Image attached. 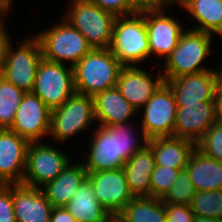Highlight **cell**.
I'll return each mask as SVG.
<instances>
[{
  "label": "cell",
  "instance_id": "6da1fadb",
  "mask_svg": "<svg viewBox=\"0 0 222 222\" xmlns=\"http://www.w3.org/2000/svg\"><path fill=\"white\" fill-rule=\"evenodd\" d=\"M133 122L114 126L98 125L93 130L87 140L89 150L83 154L86 160L81 161L87 173L123 168L133 154L148 144L149 139L138 127L139 122L135 125Z\"/></svg>",
  "mask_w": 222,
  "mask_h": 222
},
{
  "label": "cell",
  "instance_id": "7a4b0ae2",
  "mask_svg": "<svg viewBox=\"0 0 222 222\" xmlns=\"http://www.w3.org/2000/svg\"><path fill=\"white\" fill-rule=\"evenodd\" d=\"M72 68L75 92L94 97L117 85L123 66L109 48H92Z\"/></svg>",
  "mask_w": 222,
  "mask_h": 222
},
{
  "label": "cell",
  "instance_id": "3957f363",
  "mask_svg": "<svg viewBox=\"0 0 222 222\" xmlns=\"http://www.w3.org/2000/svg\"><path fill=\"white\" fill-rule=\"evenodd\" d=\"M109 50L123 67L140 66L150 57L145 17L140 12L116 17Z\"/></svg>",
  "mask_w": 222,
  "mask_h": 222
},
{
  "label": "cell",
  "instance_id": "277c9868",
  "mask_svg": "<svg viewBox=\"0 0 222 222\" xmlns=\"http://www.w3.org/2000/svg\"><path fill=\"white\" fill-rule=\"evenodd\" d=\"M212 36L209 33L186 28L176 48L163 61L164 70L161 72L164 79L211 70L212 66L206 68L204 64L214 50L211 48L214 40Z\"/></svg>",
  "mask_w": 222,
  "mask_h": 222
},
{
  "label": "cell",
  "instance_id": "5b68a950",
  "mask_svg": "<svg viewBox=\"0 0 222 222\" xmlns=\"http://www.w3.org/2000/svg\"><path fill=\"white\" fill-rule=\"evenodd\" d=\"M96 122L92 96L75 92L60 107L51 110L49 139L52 143H66ZM58 142V143H57Z\"/></svg>",
  "mask_w": 222,
  "mask_h": 222
},
{
  "label": "cell",
  "instance_id": "8992f818",
  "mask_svg": "<svg viewBox=\"0 0 222 222\" xmlns=\"http://www.w3.org/2000/svg\"><path fill=\"white\" fill-rule=\"evenodd\" d=\"M63 18L92 48H109L116 16L85 0H71Z\"/></svg>",
  "mask_w": 222,
  "mask_h": 222
},
{
  "label": "cell",
  "instance_id": "52a82bcc",
  "mask_svg": "<svg viewBox=\"0 0 222 222\" xmlns=\"http://www.w3.org/2000/svg\"><path fill=\"white\" fill-rule=\"evenodd\" d=\"M41 44L43 58L74 66L92 47L86 38L64 18L35 35Z\"/></svg>",
  "mask_w": 222,
  "mask_h": 222
},
{
  "label": "cell",
  "instance_id": "ba28073f",
  "mask_svg": "<svg viewBox=\"0 0 222 222\" xmlns=\"http://www.w3.org/2000/svg\"><path fill=\"white\" fill-rule=\"evenodd\" d=\"M33 35L24 36L25 39L16 48L11 43L0 68V76L25 93L32 92L37 69L43 59L40 41Z\"/></svg>",
  "mask_w": 222,
  "mask_h": 222
},
{
  "label": "cell",
  "instance_id": "9c48e42d",
  "mask_svg": "<svg viewBox=\"0 0 222 222\" xmlns=\"http://www.w3.org/2000/svg\"><path fill=\"white\" fill-rule=\"evenodd\" d=\"M32 93L53 110L75 93L73 68L43 58L38 66Z\"/></svg>",
  "mask_w": 222,
  "mask_h": 222
},
{
  "label": "cell",
  "instance_id": "30bf717a",
  "mask_svg": "<svg viewBox=\"0 0 222 222\" xmlns=\"http://www.w3.org/2000/svg\"><path fill=\"white\" fill-rule=\"evenodd\" d=\"M48 142H31L25 165L23 185L41 188L55 180L72 161L65 151H60Z\"/></svg>",
  "mask_w": 222,
  "mask_h": 222
},
{
  "label": "cell",
  "instance_id": "8fae6325",
  "mask_svg": "<svg viewBox=\"0 0 222 222\" xmlns=\"http://www.w3.org/2000/svg\"><path fill=\"white\" fill-rule=\"evenodd\" d=\"M140 127L148 139L175 137L177 106L170 87L164 82L138 110Z\"/></svg>",
  "mask_w": 222,
  "mask_h": 222
},
{
  "label": "cell",
  "instance_id": "7c38bea8",
  "mask_svg": "<svg viewBox=\"0 0 222 222\" xmlns=\"http://www.w3.org/2000/svg\"><path fill=\"white\" fill-rule=\"evenodd\" d=\"M167 11V12H166ZM140 12L145 17L150 47V58L157 55L163 61L176 48L181 34L186 30L181 20L176 19L166 8L144 9ZM169 15H168V14ZM164 57V58H163Z\"/></svg>",
  "mask_w": 222,
  "mask_h": 222
},
{
  "label": "cell",
  "instance_id": "4fadbf2b",
  "mask_svg": "<svg viewBox=\"0 0 222 222\" xmlns=\"http://www.w3.org/2000/svg\"><path fill=\"white\" fill-rule=\"evenodd\" d=\"M51 110L34 93L24 94L10 128L30 142L43 141L49 135Z\"/></svg>",
  "mask_w": 222,
  "mask_h": 222
},
{
  "label": "cell",
  "instance_id": "5bb4252c",
  "mask_svg": "<svg viewBox=\"0 0 222 222\" xmlns=\"http://www.w3.org/2000/svg\"><path fill=\"white\" fill-rule=\"evenodd\" d=\"M97 200L110 212L119 214L134 197L123 168L87 173Z\"/></svg>",
  "mask_w": 222,
  "mask_h": 222
},
{
  "label": "cell",
  "instance_id": "9a60e30c",
  "mask_svg": "<svg viewBox=\"0 0 222 222\" xmlns=\"http://www.w3.org/2000/svg\"><path fill=\"white\" fill-rule=\"evenodd\" d=\"M213 69L164 79L172 91L177 108L201 101H215L218 88L216 68Z\"/></svg>",
  "mask_w": 222,
  "mask_h": 222
},
{
  "label": "cell",
  "instance_id": "2e32d148",
  "mask_svg": "<svg viewBox=\"0 0 222 222\" xmlns=\"http://www.w3.org/2000/svg\"><path fill=\"white\" fill-rule=\"evenodd\" d=\"M30 141L0 129V184H22Z\"/></svg>",
  "mask_w": 222,
  "mask_h": 222
},
{
  "label": "cell",
  "instance_id": "e0dca14e",
  "mask_svg": "<svg viewBox=\"0 0 222 222\" xmlns=\"http://www.w3.org/2000/svg\"><path fill=\"white\" fill-rule=\"evenodd\" d=\"M155 77L152 71L144 70L140 66L123 67L120 71L116 87L121 95L137 110L153 96L158 88L165 82L160 69Z\"/></svg>",
  "mask_w": 222,
  "mask_h": 222
},
{
  "label": "cell",
  "instance_id": "ac0fdd59",
  "mask_svg": "<svg viewBox=\"0 0 222 222\" xmlns=\"http://www.w3.org/2000/svg\"><path fill=\"white\" fill-rule=\"evenodd\" d=\"M216 121L215 101L185 104L177 108L175 137L197 143Z\"/></svg>",
  "mask_w": 222,
  "mask_h": 222
},
{
  "label": "cell",
  "instance_id": "d6986e66",
  "mask_svg": "<svg viewBox=\"0 0 222 222\" xmlns=\"http://www.w3.org/2000/svg\"><path fill=\"white\" fill-rule=\"evenodd\" d=\"M16 222H50L53 206L41 188L11 184Z\"/></svg>",
  "mask_w": 222,
  "mask_h": 222
},
{
  "label": "cell",
  "instance_id": "ffe728a7",
  "mask_svg": "<svg viewBox=\"0 0 222 222\" xmlns=\"http://www.w3.org/2000/svg\"><path fill=\"white\" fill-rule=\"evenodd\" d=\"M93 99L96 123L99 126L131 122L130 118L138 115V110L121 95L116 86L96 94Z\"/></svg>",
  "mask_w": 222,
  "mask_h": 222
},
{
  "label": "cell",
  "instance_id": "44dd1931",
  "mask_svg": "<svg viewBox=\"0 0 222 222\" xmlns=\"http://www.w3.org/2000/svg\"><path fill=\"white\" fill-rule=\"evenodd\" d=\"M86 177L87 171L81 160L71 161L55 180L46 183L41 190L53 207H65Z\"/></svg>",
  "mask_w": 222,
  "mask_h": 222
},
{
  "label": "cell",
  "instance_id": "7402d4cb",
  "mask_svg": "<svg viewBox=\"0 0 222 222\" xmlns=\"http://www.w3.org/2000/svg\"><path fill=\"white\" fill-rule=\"evenodd\" d=\"M156 166L184 169L196 148V143L178 137H157L148 140Z\"/></svg>",
  "mask_w": 222,
  "mask_h": 222
},
{
  "label": "cell",
  "instance_id": "603a6c76",
  "mask_svg": "<svg viewBox=\"0 0 222 222\" xmlns=\"http://www.w3.org/2000/svg\"><path fill=\"white\" fill-rule=\"evenodd\" d=\"M185 169L196 192L222 190V163L205 155L197 147L193 150Z\"/></svg>",
  "mask_w": 222,
  "mask_h": 222
},
{
  "label": "cell",
  "instance_id": "cb8c5ba5",
  "mask_svg": "<svg viewBox=\"0 0 222 222\" xmlns=\"http://www.w3.org/2000/svg\"><path fill=\"white\" fill-rule=\"evenodd\" d=\"M155 166L154 155L148 145L125 163L123 169L134 197H150V178Z\"/></svg>",
  "mask_w": 222,
  "mask_h": 222
},
{
  "label": "cell",
  "instance_id": "d4e9b609",
  "mask_svg": "<svg viewBox=\"0 0 222 222\" xmlns=\"http://www.w3.org/2000/svg\"><path fill=\"white\" fill-rule=\"evenodd\" d=\"M65 208L76 221L80 222H106L111 216L110 212L97 200L87 177L80 183Z\"/></svg>",
  "mask_w": 222,
  "mask_h": 222
},
{
  "label": "cell",
  "instance_id": "484cf974",
  "mask_svg": "<svg viewBox=\"0 0 222 222\" xmlns=\"http://www.w3.org/2000/svg\"><path fill=\"white\" fill-rule=\"evenodd\" d=\"M183 10L196 22L193 30L222 38V0H190Z\"/></svg>",
  "mask_w": 222,
  "mask_h": 222
},
{
  "label": "cell",
  "instance_id": "4316f807",
  "mask_svg": "<svg viewBox=\"0 0 222 222\" xmlns=\"http://www.w3.org/2000/svg\"><path fill=\"white\" fill-rule=\"evenodd\" d=\"M119 215L126 222H165V203L153 197H133Z\"/></svg>",
  "mask_w": 222,
  "mask_h": 222
},
{
  "label": "cell",
  "instance_id": "83f0119b",
  "mask_svg": "<svg viewBox=\"0 0 222 222\" xmlns=\"http://www.w3.org/2000/svg\"><path fill=\"white\" fill-rule=\"evenodd\" d=\"M25 92L0 76V129H10Z\"/></svg>",
  "mask_w": 222,
  "mask_h": 222
},
{
  "label": "cell",
  "instance_id": "f1b7e54d",
  "mask_svg": "<svg viewBox=\"0 0 222 222\" xmlns=\"http://www.w3.org/2000/svg\"><path fill=\"white\" fill-rule=\"evenodd\" d=\"M189 206L195 216L222 220V190L197 191Z\"/></svg>",
  "mask_w": 222,
  "mask_h": 222
},
{
  "label": "cell",
  "instance_id": "f546056e",
  "mask_svg": "<svg viewBox=\"0 0 222 222\" xmlns=\"http://www.w3.org/2000/svg\"><path fill=\"white\" fill-rule=\"evenodd\" d=\"M196 193L187 170H179L176 180L162 198L164 203L189 205L192 197Z\"/></svg>",
  "mask_w": 222,
  "mask_h": 222
},
{
  "label": "cell",
  "instance_id": "4dcf8cb0",
  "mask_svg": "<svg viewBox=\"0 0 222 222\" xmlns=\"http://www.w3.org/2000/svg\"><path fill=\"white\" fill-rule=\"evenodd\" d=\"M179 170L155 166L150 178V197L162 199L176 180Z\"/></svg>",
  "mask_w": 222,
  "mask_h": 222
},
{
  "label": "cell",
  "instance_id": "1f68e13d",
  "mask_svg": "<svg viewBox=\"0 0 222 222\" xmlns=\"http://www.w3.org/2000/svg\"><path fill=\"white\" fill-rule=\"evenodd\" d=\"M196 147L205 155L222 163V123L216 121L196 143Z\"/></svg>",
  "mask_w": 222,
  "mask_h": 222
},
{
  "label": "cell",
  "instance_id": "d6a6232c",
  "mask_svg": "<svg viewBox=\"0 0 222 222\" xmlns=\"http://www.w3.org/2000/svg\"><path fill=\"white\" fill-rule=\"evenodd\" d=\"M95 4L116 17L128 16L137 12L129 0H85Z\"/></svg>",
  "mask_w": 222,
  "mask_h": 222
},
{
  "label": "cell",
  "instance_id": "836d02e7",
  "mask_svg": "<svg viewBox=\"0 0 222 222\" xmlns=\"http://www.w3.org/2000/svg\"><path fill=\"white\" fill-rule=\"evenodd\" d=\"M0 222H16L11 184H0Z\"/></svg>",
  "mask_w": 222,
  "mask_h": 222
},
{
  "label": "cell",
  "instance_id": "e575fe53",
  "mask_svg": "<svg viewBox=\"0 0 222 222\" xmlns=\"http://www.w3.org/2000/svg\"><path fill=\"white\" fill-rule=\"evenodd\" d=\"M166 219L170 222H192L194 213L186 204L165 203Z\"/></svg>",
  "mask_w": 222,
  "mask_h": 222
},
{
  "label": "cell",
  "instance_id": "d590c367",
  "mask_svg": "<svg viewBox=\"0 0 222 222\" xmlns=\"http://www.w3.org/2000/svg\"><path fill=\"white\" fill-rule=\"evenodd\" d=\"M12 42L6 26L0 25V68L7 57L8 48Z\"/></svg>",
  "mask_w": 222,
  "mask_h": 222
},
{
  "label": "cell",
  "instance_id": "8d00e7d4",
  "mask_svg": "<svg viewBox=\"0 0 222 222\" xmlns=\"http://www.w3.org/2000/svg\"><path fill=\"white\" fill-rule=\"evenodd\" d=\"M50 222H80L67 211L65 207H53Z\"/></svg>",
  "mask_w": 222,
  "mask_h": 222
},
{
  "label": "cell",
  "instance_id": "74e56055",
  "mask_svg": "<svg viewBox=\"0 0 222 222\" xmlns=\"http://www.w3.org/2000/svg\"><path fill=\"white\" fill-rule=\"evenodd\" d=\"M129 2L137 11L163 8V0H129Z\"/></svg>",
  "mask_w": 222,
  "mask_h": 222
},
{
  "label": "cell",
  "instance_id": "f35d334b",
  "mask_svg": "<svg viewBox=\"0 0 222 222\" xmlns=\"http://www.w3.org/2000/svg\"><path fill=\"white\" fill-rule=\"evenodd\" d=\"M14 2L15 0H0V25L6 24L5 18L10 14L9 12L12 11L11 9H13Z\"/></svg>",
  "mask_w": 222,
  "mask_h": 222
},
{
  "label": "cell",
  "instance_id": "ab89813d",
  "mask_svg": "<svg viewBox=\"0 0 222 222\" xmlns=\"http://www.w3.org/2000/svg\"><path fill=\"white\" fill-rule=\"evenodd\" d=\"M216 119L222 123V93H217L216 98Z\"/></svg>",
  "mask_w": 222,
  "mask_h": 222
},
{
  "label": "cell",
  "instance_id": "60d3db41",
  "mask_svg": "<svg viewBox=\"0 0 222 222\" xmlns=\"http://www.w3.org/2000/svg\"><path fill=\"white\" fill-rule=\"evenodd\" d=\"M189 1L190 0H163V7L169 9V7L178 5L180 8H183Z\"/></svg>",
  "mask_w": 222,
  "mask_h": 222
},
{
  "label": "cell",
  "instance_id": "b9f144b4",
  "mask_svg": "<svg viewBox=\"0 0 222 222\" xmlns=\"http://www.w3.org/2000/svg\"><path fill=\"white\" fill-rule=\"evenodd\" d=\"M220 69L216 68V77H217V93H222V62Z\"/></svg>",
  "mask_w": 222,
  "mask_h": 222
},
{
  "label": "cell",
  "instance_id": "7bdbcfd3",
  "mask_svg": "<svg viewBox=\"0 0 222 222\" xmlns=\"http://www.w3.org/2000/svg\"><path fill=\"white\" fill-rule=\"evenodd\" d=\"M192 222H222V220L202 216H194Z\"/></svg>",
  "mask_w": 222,
  "mask_h": 222
},
{
  "label": "cell",
  "instance_id": "ee69618b",
  "mask_svg": "<svg viewBox=\"0 0 222 222\" xmlns=\"http://www.w3.org/2000/svg\"><path fill=\"white\" fill-rule=\"evenodd\" d=\"M106 222H126L119 214L111 215Z\"/></svg>",
  "mask_w": 222,
  "mask_h": 222
}]
</instances>
